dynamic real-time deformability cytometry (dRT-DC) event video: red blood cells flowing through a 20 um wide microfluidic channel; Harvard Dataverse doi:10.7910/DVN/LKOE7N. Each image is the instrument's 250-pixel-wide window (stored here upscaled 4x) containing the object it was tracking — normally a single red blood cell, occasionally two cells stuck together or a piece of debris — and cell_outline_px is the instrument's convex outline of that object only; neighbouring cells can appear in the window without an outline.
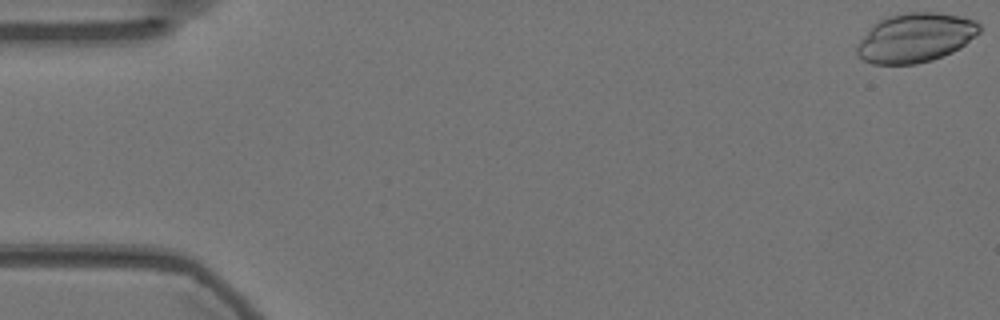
{"species": "Egyptian fruit bat (a non-hibernating species)", "species_latin": "Rousettus aegyptiacus", "temperature_condition": "warm", "stored_images_in_passage": 57, "camera_frame_rate_fps": 3000, "um_per_image_px": 0.085, "animal": {"sex": "female"}, "frame": {"image": 1, "passage_image": 1, "time_ms": 0.0, "image_size_px": [1000, 320], "cell_outline_px": [[980, 32], [960, 48], [952, 52], [932, 60], [916, 64], [872, 64], [864, 60], [856, 52], [856, 48], [860, 40], [880, 20], [888, 16], [904, 12], [936, 12], [976, 20], [980, 24]], "centroid_in_image_um": [77.83, 3.21], "position_along_channel_um": 7.2, "area_um2": 34.8}}